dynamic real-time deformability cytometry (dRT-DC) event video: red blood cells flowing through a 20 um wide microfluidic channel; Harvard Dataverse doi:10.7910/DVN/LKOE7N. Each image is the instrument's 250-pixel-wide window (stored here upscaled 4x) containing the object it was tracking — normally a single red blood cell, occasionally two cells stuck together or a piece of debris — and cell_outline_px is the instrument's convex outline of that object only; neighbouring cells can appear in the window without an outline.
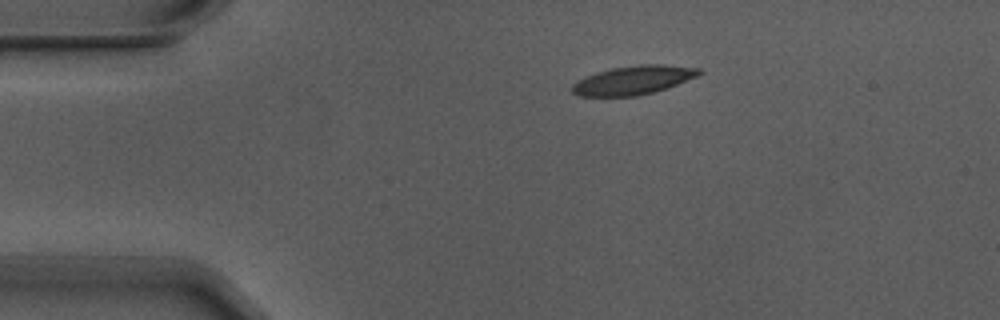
{"species": "Egyptian fruit bat (a non-hibernating species)", "species_latin": "Rousettus aegyptiacus", "temperature_condition": "warm", "stored_images_in_passage": 4, "camera_frame_rate_fps": 3000, "um_per_image_px": 0.085, "animal": {"sex": "male"}, "frame": {"image": 1, "passage_image": 4, "time_ms": 1.0, "image_size_px": [1000, 320], "cell_outline_px": [[704, 72], [696, 76], [676, 84], [652, 92], [636, 96], [580, 96], [572, 92], [572, 84], [576, 80], [584, 76], [596, 72], [612, 68], [640, 64], [660, 64], [700, 68]], "centroid_in_image_um": [53.78, 6.8], "position_along_channel_um": 31.2, "area_um2": 21.15}}